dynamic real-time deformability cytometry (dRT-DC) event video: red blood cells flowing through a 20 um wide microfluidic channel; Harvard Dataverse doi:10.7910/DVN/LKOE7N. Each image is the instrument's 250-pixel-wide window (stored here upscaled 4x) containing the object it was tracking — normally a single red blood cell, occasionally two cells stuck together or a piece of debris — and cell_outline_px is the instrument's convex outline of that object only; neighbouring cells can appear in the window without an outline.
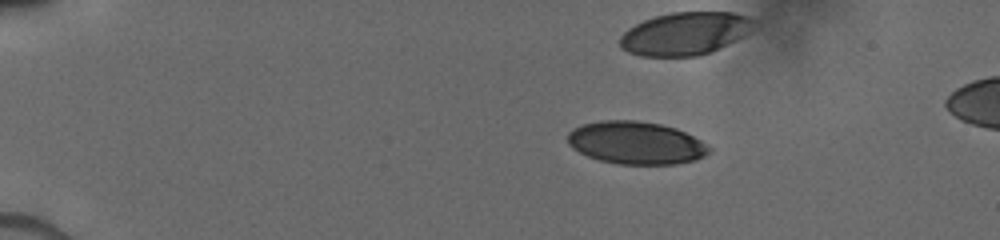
{"species": "human", "species_latin": "Homo sapiens", "temperature_condition": "cold", "stored_images_in_passage": 29, "camera_frame_rate_fps": 3000, "um_per_image_px": 0.085, "donor": {"sex": "male"}, "frame": {"image": 1, "passage_image": 1, "time_ms": 0.0, "image_size_px": [1000, 240], "cell_outline_px": [[712, 148], [704, 156], [696, 160], [676, 164], [616, 164], [600, 160], [588, 156], [572, 148], [568, 144], [568, 132], [572, 128], [584, 124], [600, 120], [636, 120], [660, 124], [676, 128], [700, 140]], "centroid_in_image_um": [54.04, 12.14], "position_along_channel_um": 31.0, "area_um2": 35.2}}